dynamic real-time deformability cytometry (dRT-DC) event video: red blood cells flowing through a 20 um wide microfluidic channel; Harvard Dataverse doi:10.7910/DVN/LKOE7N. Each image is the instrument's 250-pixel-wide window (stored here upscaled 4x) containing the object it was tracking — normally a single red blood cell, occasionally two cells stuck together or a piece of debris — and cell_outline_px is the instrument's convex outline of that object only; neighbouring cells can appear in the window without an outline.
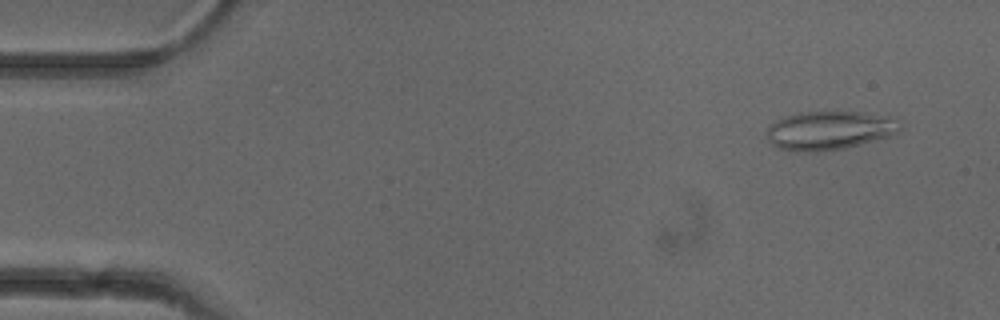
{"species": "common noctule bat (a hibernating species)", "species_latin": "Nyctalus noctula", "temperature_condition": "cold", "stored_images_in_passage": 52, "camera_frame_rate_fps": 3000, "um_per_image_px": 0.085, "animal": {"sex": "female"}, "frame": {"image": 1, "passage_image": 4, "time_ms": 1.0, "image_size_px": [1000, 320], "cell_outline_px": [[904, 128], [900, 132], [888, 136], [860, 144], [844, 148], [816, 152], [808, 152], [780, 148], [764, 140], [768, 128], [776, 120], [784, 116], [796, 112], [836, 108], [896, 116], [900, 120]], "centroid_in_image_um": [70.57, 11.01], "position_along_channel_um": 14.4, "area_um2": 31.62}}
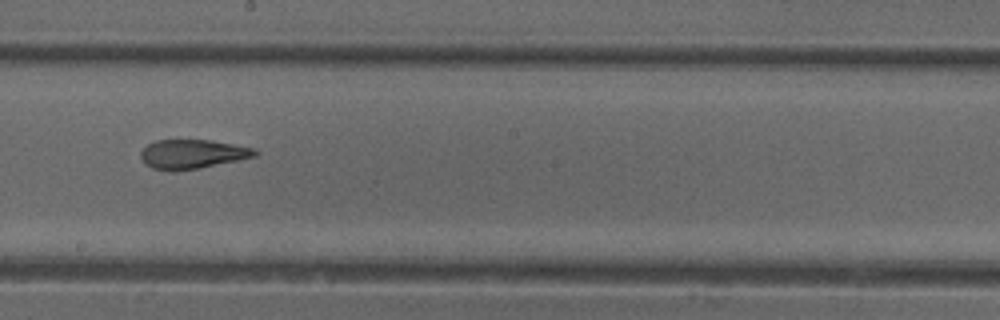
{"frame": {"image": 2, "passage_image": 29, "time_ms": 9.333, "image_size_px": [1000, 320], "cell_outline_px": [[260, 152], [256, 156], [200, 168], [176, 172], [168, 172], [152, 168], [144, 164], [140, 156], [140, 152], [148, 144], [156, 140], [212, 140], [256, 148]], "centroid_in_image_um": [16.34, 13.11], "position_along_channel_um": 231.9, "area_um2": 19.77}}
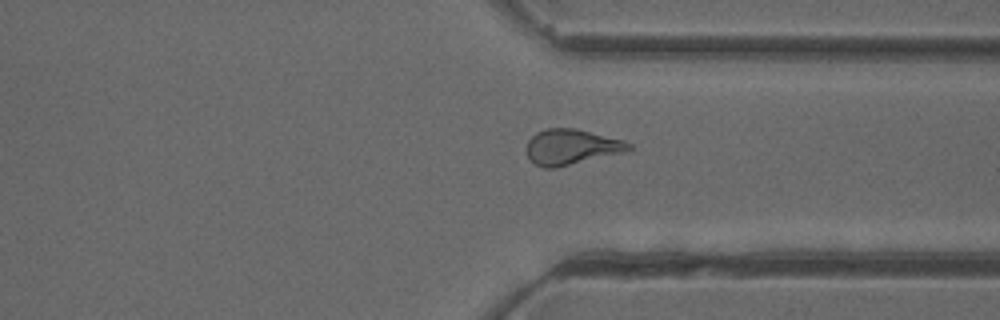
{"frame": {"image": 3, "passage_image": 39, "time_ms": 12.667, "image_size_px": [1000, 320], "cell_outline_px": [[632, 148], [628, 152], [556, 168], [544, 168], [536, 164], [528, 156], [524, 148], [528, 140], [536, 132], [548, 128], [576, 128], [624, 140], [632, 144]], "centroid_in_image_um": [48.59, 12.49], "position_along_channel_um": 362.8, "area_um2": 21.5}, "authors_computed_cell_mechanics": {"area_um2": 21.5594, "velocity_mm_per_s": 3.9396, "shape_relaxation_time_tau1_ms": 4.2014, "shape_relaxation_time_tau2_ms": 1.5937, "deformation_change_tau1": 0.1694, "deformation_change_tau2": 0.1077}}